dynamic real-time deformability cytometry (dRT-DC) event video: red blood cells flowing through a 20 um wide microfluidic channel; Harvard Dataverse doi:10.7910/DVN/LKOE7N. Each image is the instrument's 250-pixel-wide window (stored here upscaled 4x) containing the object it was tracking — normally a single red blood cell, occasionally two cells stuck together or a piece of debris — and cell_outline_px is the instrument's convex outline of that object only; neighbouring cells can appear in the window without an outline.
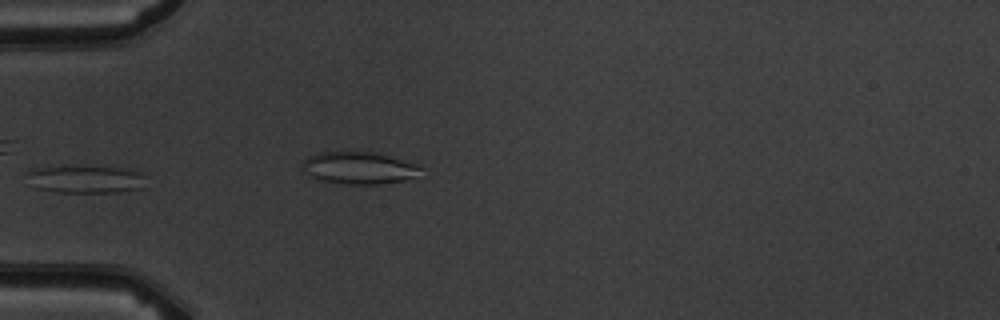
{"species": "common noctule bat (a hibernating species)", "species_latin": "Nyctalus noctula", "temperature_condition": "warm", "stored_images_in_passage": 2, "camera_frame_rate_fps": 3000, "um_per_image_px": 0.085, "animal": {"sex": "male", "body_mass_g": 19.5, "forearm_length_mm": 54.6}, "frame": {"image": 1, "passage_image": 1, "time_ms": 0.0, "image_size_px": [1000, 320], "cell_outline_px": [[144, 188], [120, 192], [56, 192], [36, 188], [28, 172], [32, 168], [120, 168], [136, 172], [144, 176]], "centroid_in_image_um": [7.34, 15.28], "position_along_channel_um": 77.7, "area_um2": 18.15}}
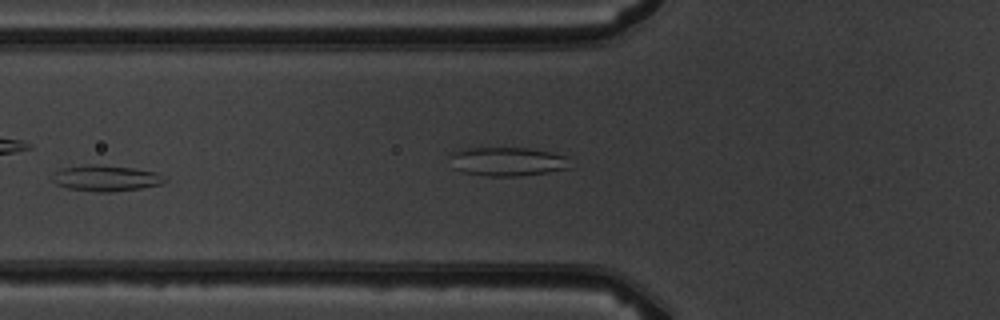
{"frame": {"image": 2, "passage_image": 2, "time_ms": 1.0, "image_size_px": [1000, 320], "cell_outline_px": [[168, 180], [164, 184], [140, 188], [112, 192], [96, 192], [68, 188], [56, 184], [52, 180], [52, 172], [60, 168], [88, 164], [92, 164], [136, 168], [156, 172]], "centroid_in_image_um": [8.99, 15.14], "position_along_channel_um": 116.8, "area_um2": 17.22}}